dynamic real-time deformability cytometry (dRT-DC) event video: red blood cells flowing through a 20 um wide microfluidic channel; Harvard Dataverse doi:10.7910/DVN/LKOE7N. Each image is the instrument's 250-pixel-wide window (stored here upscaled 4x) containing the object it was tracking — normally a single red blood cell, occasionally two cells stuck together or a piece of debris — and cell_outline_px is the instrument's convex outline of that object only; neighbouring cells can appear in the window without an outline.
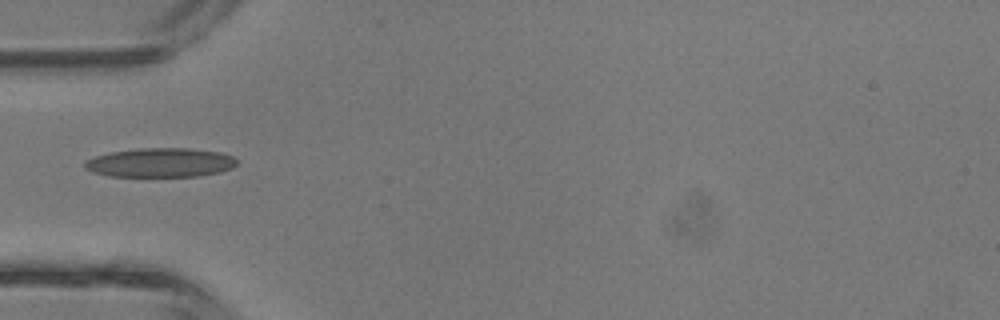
{"species": "common noctule bat (a hibernating species)", "species_latin": "Nyctalus noctula", "temperature_condition": "room temperature", "stored_images_in_passage": 3, "camera_frame_rate_fps": 3000, "um_per_image_px": 0.085, "animal": {"sex": "male", "body_mass_g": 13.3}, "frame": {"image": 1, "passage_image": 3, "time_ms": 0.667, "image_size_px": [1000, 320], "cell_outline_px": [[236, 164], [232, 168], [220, 172], [196, 176], [108, 176], [92, 172], [84, 168], [84, 164], [88, 160], [96, 156], [108, 152], [136, 148], [188, 148], [220, 152], [232, 156], [236, 160]], "centroid_in_image_um": [13.61, 13.81], "position_along_channel_um": 71.4, "area_um2": 25.84}}